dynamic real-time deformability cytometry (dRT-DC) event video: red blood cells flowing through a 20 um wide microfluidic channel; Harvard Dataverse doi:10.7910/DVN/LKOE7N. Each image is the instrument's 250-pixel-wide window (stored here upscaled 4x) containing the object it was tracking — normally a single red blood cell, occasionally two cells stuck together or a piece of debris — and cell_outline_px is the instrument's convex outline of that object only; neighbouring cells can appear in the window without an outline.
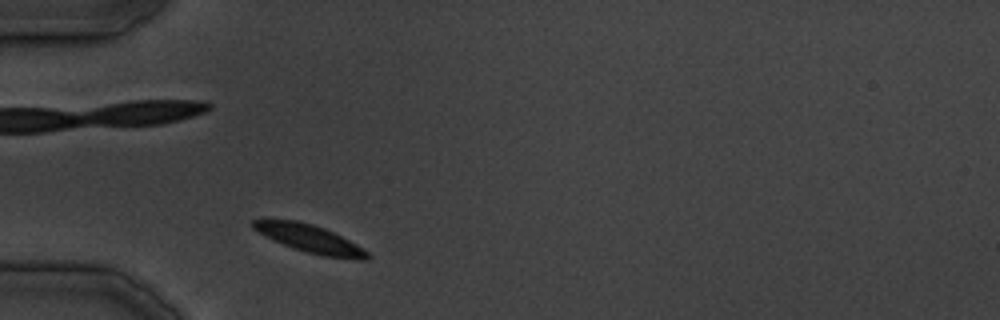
{"species": "common noctule bat (a hibernating species)", "species_latin": "Nyctalus noctula", "temperature_condition": "cold", "stored_images_in_passage": 28, "camera_frame_rate_fps": 3000, "um_per_image_px": 0.085, "animal": {"sex": "male", "body_mass_g": 19.5, "forearm_length_mm": 54.6}, "frame": {"image": 1, "passage_image": 1, "time_ms": 0.0, "image_size_px": [1000, 320], "cell_outline_px": [[372, 256], [368, 260], [360, 260], [324, 256], [292, 248], [272, 240], [252, 228], [252, 220], [264, 216], [296, 220], [312, 224], [324, 228], [356, 244], [368, 252]], "centroid_in_image_um": [26.24, 20.25], "position_along_channel_um": 58.8, "area_um2": 18.96}}